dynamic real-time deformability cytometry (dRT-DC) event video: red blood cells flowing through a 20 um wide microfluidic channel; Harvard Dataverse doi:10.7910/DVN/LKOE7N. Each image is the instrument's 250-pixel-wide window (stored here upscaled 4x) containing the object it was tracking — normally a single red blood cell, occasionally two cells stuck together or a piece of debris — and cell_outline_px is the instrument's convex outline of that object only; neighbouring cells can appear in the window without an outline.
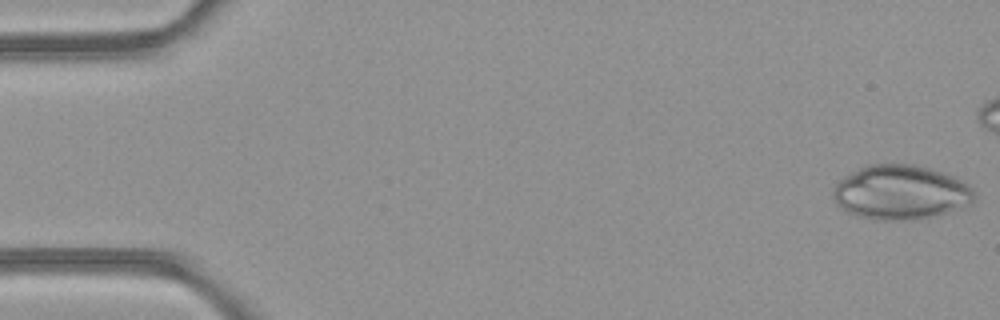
{"species": "common noctule bat (a hibernating species)", "species_latin": "Nyctalus noctula", "temperature_condition": "room temperature", "stored_images_in_passage": 42, "camera_frame_rate_fps": 3000, "um_per_image_px": 0.085, "animal": {"sex": "female", "body_mass_g": 21.9}, "frame": {"image": 1, "passage_image": 1, "time_ms": 0.0, "image_size_px": [1000, 320], "cell_outline_px": [[976, 200], [936, 216], [892, 220], [880, 220], [860, 216], [848, 212], [836, 204], [832, 196], [832, 188], [844, 176], [864, 164], [912, 164], [928, 168], [952, 176], [968, 184], [972, 188], [976, 196]], "centroid_in_image_um": [76.51, 16.33], "position_along_channel_um": 8.5, "area_um2": 44.39}}
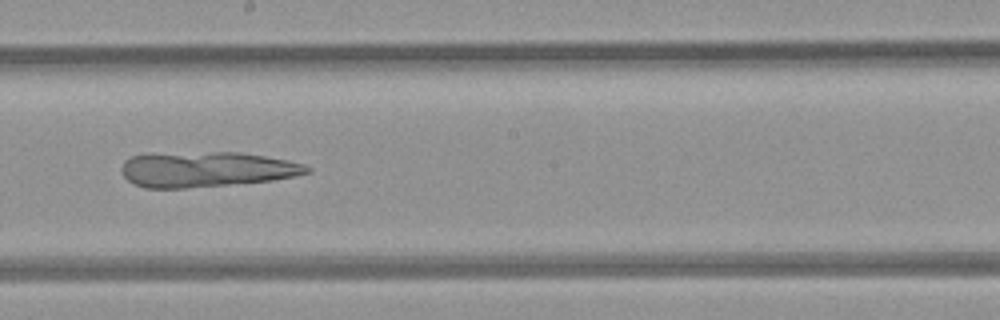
{"frame": {"image": 2, "passage_image": 27, "time_ms": 8.667, "image_size_px": [1000, 320], "cell_outline_px": [[312, 172], [272, 180], [184, 188], [144, 188], [132, 184], [124, 176], [120, 168], [124, 160], [132, 156], [152, 152], [240, 152], [288, 160], [304, 164], [312, 168]], "centroid_in_image_um": [17.48, 14.37], "position_along_channel_um": 230.7, "area_um2": 38.49}}
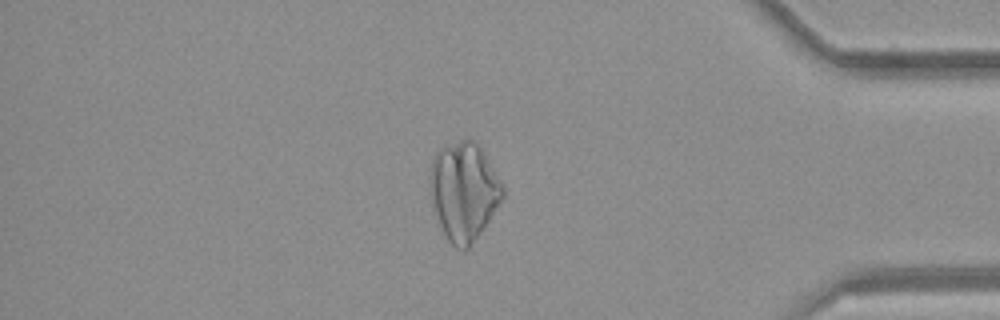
{"frame": {"image": 3, "passage_image": 41, "time_ms": 13.333, "image_size_px": [1000, 320], "cell_outline_px": [[504, 200], [468, 248], [464, 252], [460, 252], [448, 240], [436, 224], [432, 208], [432, 160], [436, 152], [440, 148], [460, 140], [472, 140], [484, 152], [504, 188]], "centroid_in_image_um": [39.43, 16.32], "position_along_channel_um": 395.8, "area_um2": 41.44}}